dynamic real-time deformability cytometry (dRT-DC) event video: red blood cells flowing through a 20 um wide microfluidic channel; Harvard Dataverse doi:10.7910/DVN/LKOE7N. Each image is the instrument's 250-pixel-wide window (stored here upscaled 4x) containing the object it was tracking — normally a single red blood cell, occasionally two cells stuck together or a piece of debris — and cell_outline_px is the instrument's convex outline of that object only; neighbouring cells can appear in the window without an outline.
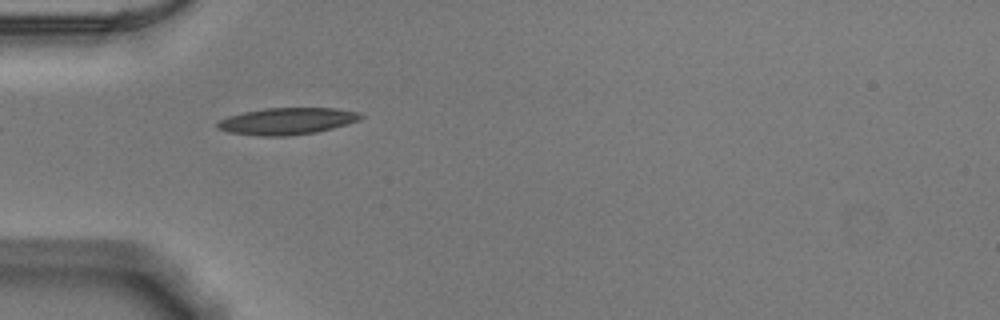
{"species": "Egyptian fruit bat (a non-hibernating species)", "species_latin": "Rousettus aegyptiacus", "temperature_condition": "warm", "stored_images_in_passage": 5, "camera_frame_rate_fps": 3000, "um_per_image_px": 0.085, "animal": {"sex": "male"}, "frame": {"image": 1, "passage_image": 2, "time_ms": 0.333, "image_size_px": [1000, 320], "cell_outline_px": [[364, 116], [360, 120], [348, 124], [316, 132], [284, 136], [260, 136], [228, 132], [216, 128], [216, 124], [220, 120], [228, 116], [244, 112], [264, 108], [336, 108], [360, 112]], "centroid_in_image_um": [24.41, 10.29], "position_along_channel_um": 60.6, "area_um2": 22.43}}